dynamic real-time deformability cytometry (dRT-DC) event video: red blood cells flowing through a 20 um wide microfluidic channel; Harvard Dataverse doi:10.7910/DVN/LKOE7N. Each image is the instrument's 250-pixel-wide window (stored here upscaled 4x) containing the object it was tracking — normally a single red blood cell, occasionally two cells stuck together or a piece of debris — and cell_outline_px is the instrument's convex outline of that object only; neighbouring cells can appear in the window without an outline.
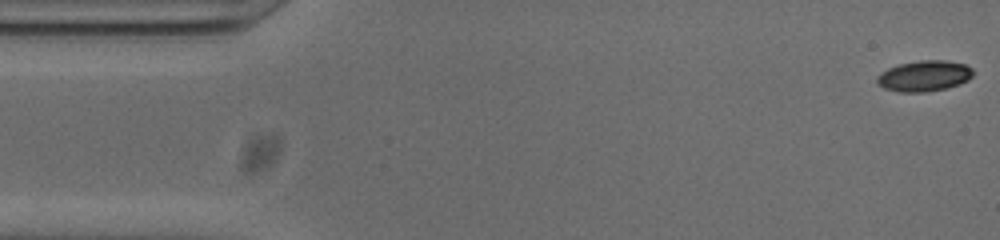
{"species": "common noctule bat (a hibernating species)", "species_latin": "Nyctalus noctula", "temperature_condition": "cold", "stored_images_in_passage": 53, "camera_frame_rate_fps": 3000, "um_per_image_px": 0.085, "animal": {"sex": "male", "body_mass_g": 20.0, "forearm_length_mm": 53.3}, "frame": {"image": 1, "passage_image": 1, "time_ms": 0.0, "image_size_px": [1000, 240], "cell_outline_px": [[972, 76], [968, 80], [960, 84], [944, 88], [924, 92], [900, 92], [884, 88], [876, 80], [876, 76], [880, 72], [888, 68], [900, 64], [920, 60], [944, 60], [964, 64], [972, 68]], "centroid_in_image_um": [78.54, 6.45], "position_along_channel_um": 6.5, "area_um2": 17.11}}
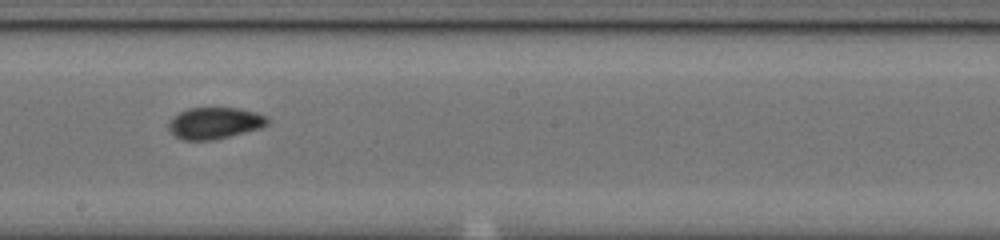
{"frame": {"image": 2, "passage_image": 28, "time_ms": 9.0, "image_size_px": [1000, 240], "cell_outline_px": [[268, 124], [260, 128], [216, 140], [184, 140], [168, 132], [168, 120], [172, 116], [188, 108], [240, 108], [256, 112], [268, 116]], "centroid_in_image_um": [18.22, 10.46], "position_along_channel_um": 230.0, "area_um2": 18.44}}
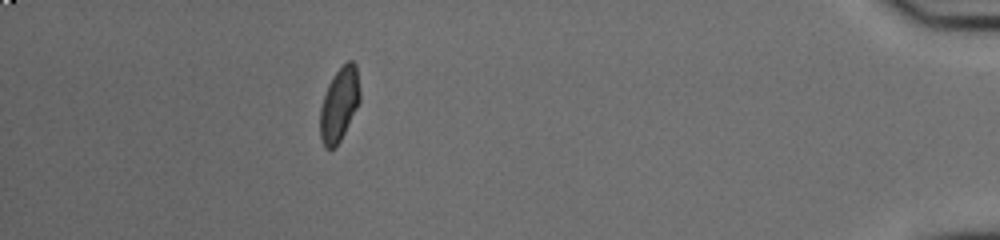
{"frame": {"image": 3, "passage_image": 47, "time_ms": 15.333, "image_size_px": [1000, 240], "cell_outline_px": [[360, 100], [340, 140], [332, 148], [324, 148], [320, 136], [320, 108], [328, 84], [336, 72], [348, 60], [352, 60], [356, 64], [360, 92]], "centroid_in_image_um": [28.83, 8.85], "position_along_channel_um": 406.4, "area_um2": 16.76}, "authors_computed_cell_mechanics": {"area_um2": 17.5712, "velocity_mm_per_s": 3.8004, "shape_relaxation_time_tau1_ms": null, "shape_relaxation_time_tau2_ms": 2.176, "deformation_change_tau1": null, "deformation_change_tau2": 0.0572}}